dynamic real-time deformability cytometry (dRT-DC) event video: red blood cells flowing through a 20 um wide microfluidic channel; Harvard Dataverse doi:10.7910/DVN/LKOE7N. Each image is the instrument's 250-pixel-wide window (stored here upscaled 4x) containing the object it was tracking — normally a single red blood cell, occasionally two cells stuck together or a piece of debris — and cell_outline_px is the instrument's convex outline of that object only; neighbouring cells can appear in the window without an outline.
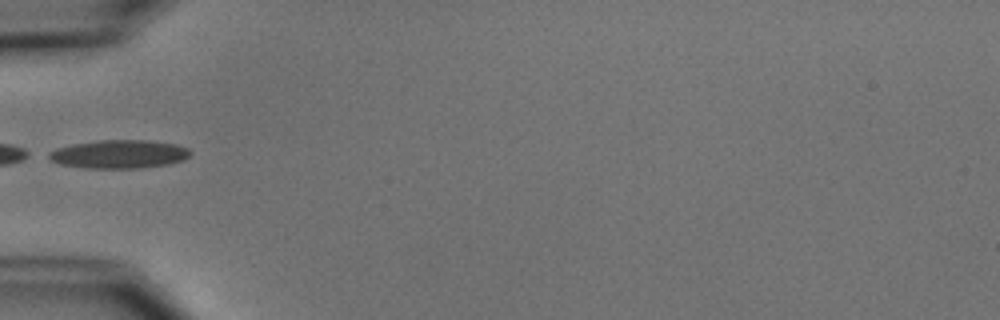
{"species": "common noctule bat (a hibernating species)", "species_latin": "Nyctalus noctula", "temperature_condition": "cold", "stored_images_in_passage": 34, "camera_frame_rate_fps": 3000, "um_per_image_px": 0.085, "animal": {"sex": "male", "body_mass_g": 15.6}, "frame": {"image": 1, "passage_image": 1, "time_ms": 0.0, "image_size_px": [1000, 320], "cell_outline_px": [[192, 152], [184, 160], [168, 164], [140, 168], [88, 168], [60, 164], [44, 156], [48, 152], [56, 148], [72, 144], [100, 140], [144, 140], [176, 144], [188, 148]], "centroid_in_image_um": [10.1, 13.1], "position_along_channel_um": 74.9, "area_um2": 23.47}}
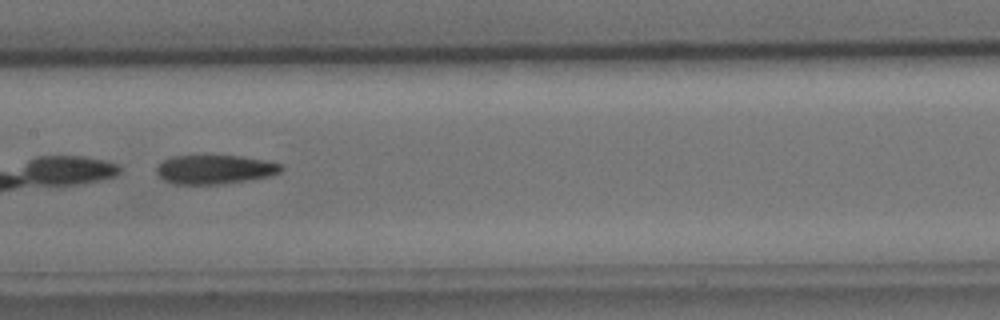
{"frame": {"image": 2, "passage_image": 10, "time_ms": 3.0, "image_size_px": [1000, 320], "cell_outline_px": [[284, 168], [280, 172], [272, 176], [216, 184], [172, 184], [164, 180], [156, 172], [156, 164], [172, 156], [240, 156], [264, 160], [284, 164]], "centroid_in_image_um": [18.25, 14.4], "position_along_channel_um": 189.1, "area_um2": 21.04}}
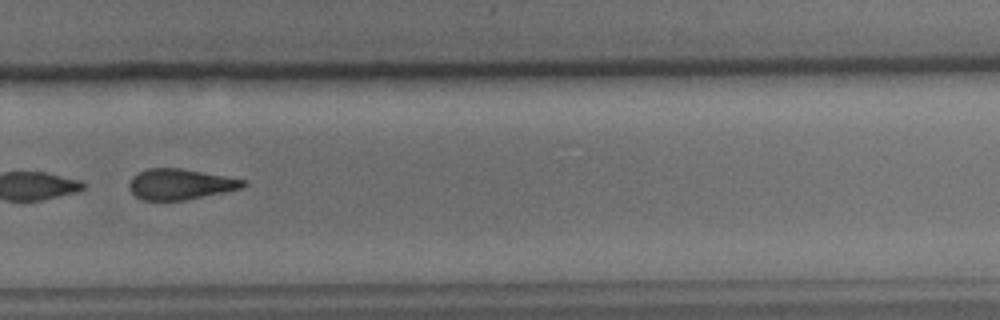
{"frame": {"image": 3, "passage_image": 20, "time_ms": 6.333, "image_size_px": [1000, 320], "cell_outline_px": [[248, 184], [244, 188], [184, 200], [144, 200], [136, 196], [128, 188], [128, 184], [132, 176], [136, 172], [148, 168], [180, 168], [248, 180]], "centroid_in_image_um": [15.33, 15.65], "position_along_channel_um": 314.5, "area_um2": 20.52}, "authors_computed_cell_mechanics": {"area_um2": 22.3975, "velocity_mm_per_s": 3.7761, "shape_relaxation_time_tau1_ms": 5.2436, "shape_relaxation_time_tau2_ms": 4.0401, "deformation_change_tau1": 0.1422, "deformation_change_tau2": 0.1319}}